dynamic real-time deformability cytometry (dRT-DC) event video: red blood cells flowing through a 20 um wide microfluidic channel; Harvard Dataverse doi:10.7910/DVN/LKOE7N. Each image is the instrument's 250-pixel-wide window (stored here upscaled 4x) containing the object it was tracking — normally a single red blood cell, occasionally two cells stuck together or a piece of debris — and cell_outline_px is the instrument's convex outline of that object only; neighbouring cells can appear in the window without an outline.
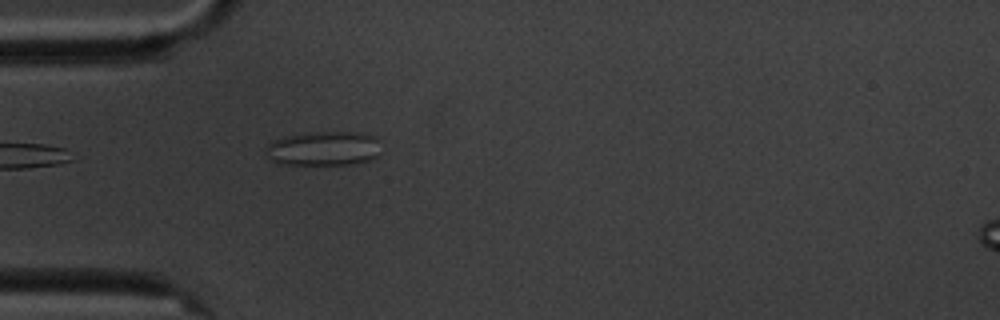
{"species": "common noctule bat (a hibernating species)", "species_latin": "Nyctalus noctula", "temperature_condition": "cold", "stored_images_in_passage": 1, "camera_frame_rate_fps": 3000, "um_per_image_px": 0.085, "animal": {"sex": "male", "body_mass_g": 20.1, "forearm_length_mm": 53.5}, "frame": {"image": 1, "passage_image": 1, "time_ms": 0.0, "image_size_px": [1000, 320], "cell_outline_px": [[380, 152], [372, 160], [352, 164], [276, 164], [268, 160], [264, 152], [264, 148], [272, 140], [300, 132], [360, 132], [372, 136], [376, 140]], "centroid_in_image_um": [27.41, 12.62], "position_along_channel_um": 57.6, "area_um2": 23.47}}